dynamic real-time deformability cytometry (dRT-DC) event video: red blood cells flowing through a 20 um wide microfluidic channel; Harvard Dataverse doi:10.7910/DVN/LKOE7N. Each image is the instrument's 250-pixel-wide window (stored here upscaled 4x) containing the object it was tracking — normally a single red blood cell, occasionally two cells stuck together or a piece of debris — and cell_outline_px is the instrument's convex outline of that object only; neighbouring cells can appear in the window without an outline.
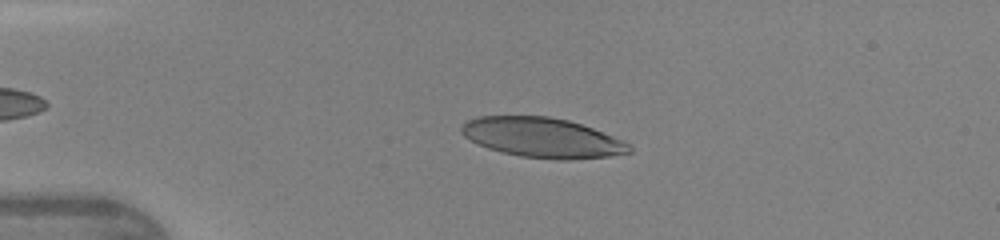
{"species": "human", "species_latin": "Homo sapiens", "temperature_condition": "warm", "stored_images_in_passage": 41, "camera_frame_rate_fps": 3000, "um_per_image_px": 0.085, "donor": {"sex": "female"}, "frame": {"image": 1, "passage_image": 11, "time_ms": 3.333, "image_size_px": [1000, 240], "cell_outline_px": [[632, 152], [608, 156], [568, 160], [560, 160], [520, 156], [500, 152], [488, 148], [464, 136], [460, 132], [460, 128], [468, 120], [480, 116], [548, 116], [568, 120], [592, 128], [624, 140], [632, 148]], "centroid_in_image_um": [46.11, 11.7], "position_along_channel_um": 38.9, "area_um2": 38.78}}
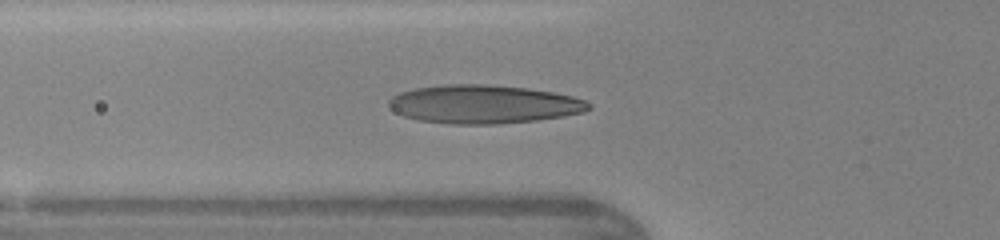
{"frame": {"image": 2, "passage_image": 17, "time_ms": 5.333, "image_size_px": [1000, 240], "cell_outline_px": [[592, 108], [584, 112], [564, 116], [536, 120], [496, 124], [448, 124], [420, 120], [404, 116], [396, 112], [388, 104], [388, 100], [392, 96], [400, 92], [416, 88], [444, 84], [484, 84], [524, 88], [552, 92], [572, 96], [584, 100], [592, 104]], "centroid_in_image_um": [41.12, 8.86], "position_along_channel_um": 84.7, "area_um2": 44.74}}
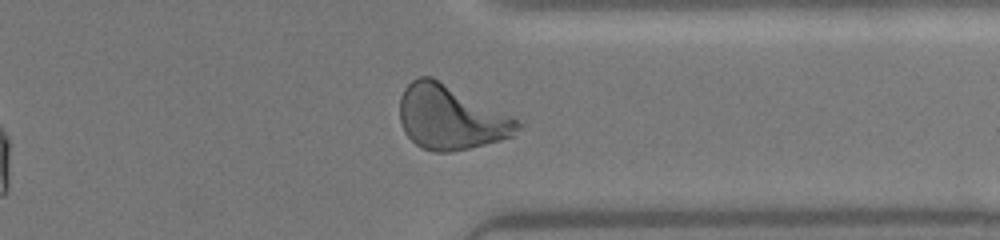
{"frame": {"image": 3, "passage_image": 37, "time_ms": 12.0, "image_size_px": [1000, 240], "cell_outline_px": [[524, 124], [512, 136], [500, 140], [452, 152], [432, 152], [416, 144], [404, 132], [400, 120], [400, 96], [404, 88], [416, 76], [432, 76], [512, 116]], "centroid_in_image_um": [38.29, 9.97], "position_along_channel_um": 373.1, "area_um2": 44.1}, "authors_computed_cell_mechanics": {"area_um2": 41.3848, "velocity_mm_per_s": 4.3216, "shape_relaxation_time_tau1_ms": 2.724, "shape_relaxation_time_tau2_ms": null, "deformation_change_tau1": 0.1792, "deformation_change_tau2": null}}